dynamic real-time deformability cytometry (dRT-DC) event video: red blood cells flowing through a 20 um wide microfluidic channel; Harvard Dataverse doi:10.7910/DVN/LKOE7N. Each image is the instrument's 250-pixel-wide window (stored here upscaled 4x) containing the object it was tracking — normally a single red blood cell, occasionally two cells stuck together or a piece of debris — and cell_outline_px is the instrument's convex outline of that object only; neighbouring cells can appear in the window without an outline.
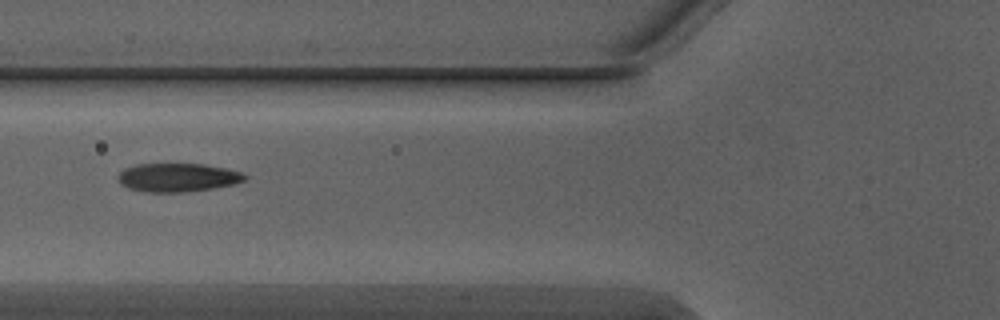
{"species": "Egyptian fruit bat (a non-hibernating species)", "species_latin": "Rousettus aegyptiacus", "temperature_condition": "warm", "stored_images_in_passage": 7, "camera_frame_rate_fps": 3000, "um_per_image_px": 0.085, "animal": {"sex": "male"}, "frame": {"image": 1, "passage_image": 6, "time_ms": 1.667, "image_size_px": [1000, 320], "cell_outline_px": [[248, 176], [244, 180], [232, 184], [212, 188], [184, 192], [144, 192], [128, 188], [120, 184], [116, 180], [116, 176], [124, 168], [136, 164], [204, 164], [224, 168], [240, 172]], "centroid_in_image_um": [15.02, 15.08], "position_along_channel_um": 110.8, "area_um2": 21.1}}
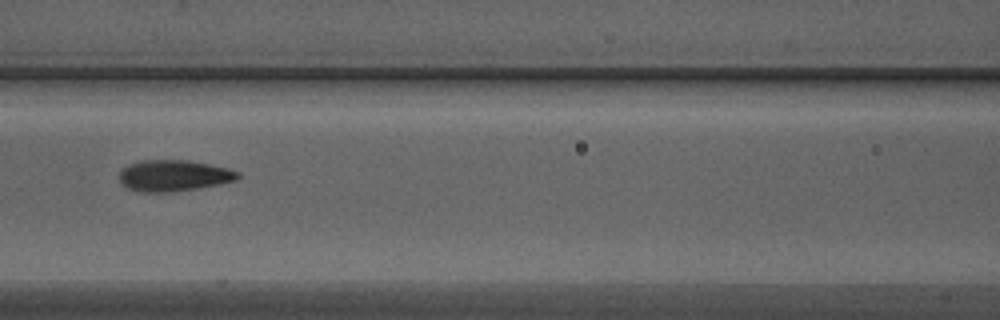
{"frame": {"image": 2, "passage_image": 7, "time_ms": 2.0, "image_size_px": [1000, 320], "cell_outline_px": [[240, 176], [236, 180], [220, 184], [200, 188], [168, 192], [140, 192], [128, 188], [120, 180], [120, 168], [128, 164], [140, 160], [188, 160], [228, 168], [240, 172]], "centroid_in_image_um": [14.77, 14.92], "position_along_channel_um": 151.8, "area_um2": 21.68}}